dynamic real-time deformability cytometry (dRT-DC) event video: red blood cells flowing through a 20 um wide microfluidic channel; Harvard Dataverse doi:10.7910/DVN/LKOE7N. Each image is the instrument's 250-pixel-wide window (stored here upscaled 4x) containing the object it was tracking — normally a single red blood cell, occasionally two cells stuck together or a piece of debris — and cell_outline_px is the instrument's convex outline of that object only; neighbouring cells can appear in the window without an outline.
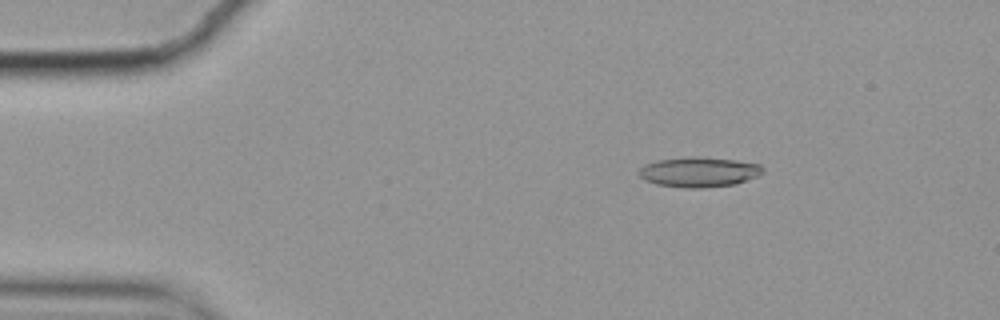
{"species": "common noctule bat (a hibernating species)", "species_latin": "Nyctalus noctula", "temperature_condition": "cold", "stored_images_in_passage": 58, "camera_frame_rate_fps": 3000, "um_per_image_px": 0.085, "animal": {"sex": "female", "body_mass_g": 19.9}, "frame": {"image": 1, "passage_image": 9, "time_ms": 2.667, "image_size_px": [1000, 320], "cell_outline_px": [[764, 172], [756, 176], [736, 184], [704, 188], [684, 188], [656, 184], [644, 180], [636, 172], [644, 164], [656, 160], [692, 156], [700, 156], [736, 160], [760, 164], [764, 168]], "centroid_in_image_um": [59.38, 14.61], "position_along_channel_um": 25.6, "area_um2": 21.96}}
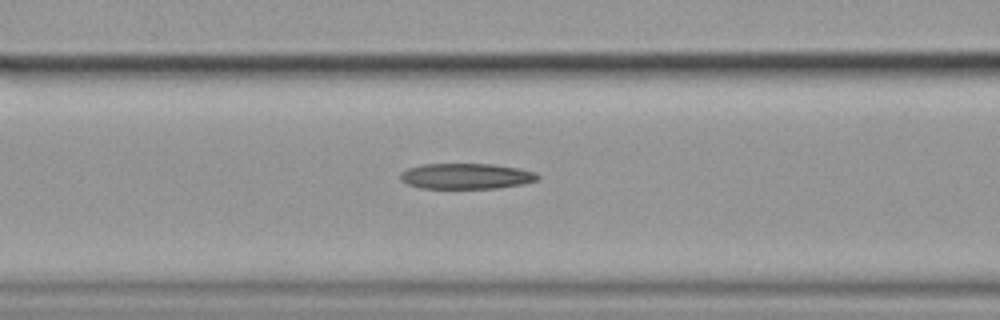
{"frame": {"image": 2, "passage_image": 23, "time_ms": 7.333, "image_size_px": [1000, 320], "cell_outline_px": [[540, 176], [536, 180], [524, 184], [496, 188], [420, 188], [408, 184], [400, 180], [400, 176], [408, 168], [420, 164], [492, 164], [520, 168], [536, 172]], "centroid_in_image_um": [39.65, 14.97], "position_along_channel_um": 126.9, "area_um2": 20.52}}
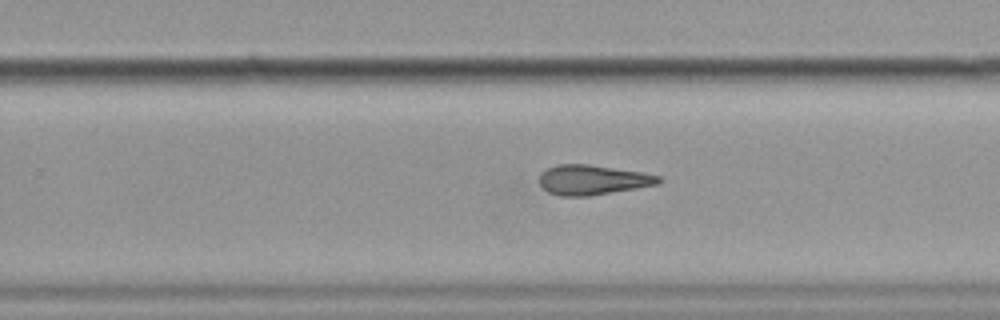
{"frame": {"image": 3, "passage_image": 36, "time_ms": 11.667, "image_size_px": [1000, 320], "cell_outline_px": [[660, 184], [588, 196], [560, 196], [548, 192], [540, 184], [540, 172], [556, 164], [588, 164], [640, 172], [660, 176]], "centroid_in_image_um": [50.34, 15.29], "position_along_channel_um": 279.5, "area_um2": 20.58}, "authors_computed_cell_mechanics": {"area_um2": 20.7791, "velocity_mm_per_s": 3.5287, "shape_relaxation_time_tau1_ms": null, "shape_relaxation_time_tau2_ms": 3.8535, "deformation_change_tau1": null, "deformation_change_tau2": 0.1455}}